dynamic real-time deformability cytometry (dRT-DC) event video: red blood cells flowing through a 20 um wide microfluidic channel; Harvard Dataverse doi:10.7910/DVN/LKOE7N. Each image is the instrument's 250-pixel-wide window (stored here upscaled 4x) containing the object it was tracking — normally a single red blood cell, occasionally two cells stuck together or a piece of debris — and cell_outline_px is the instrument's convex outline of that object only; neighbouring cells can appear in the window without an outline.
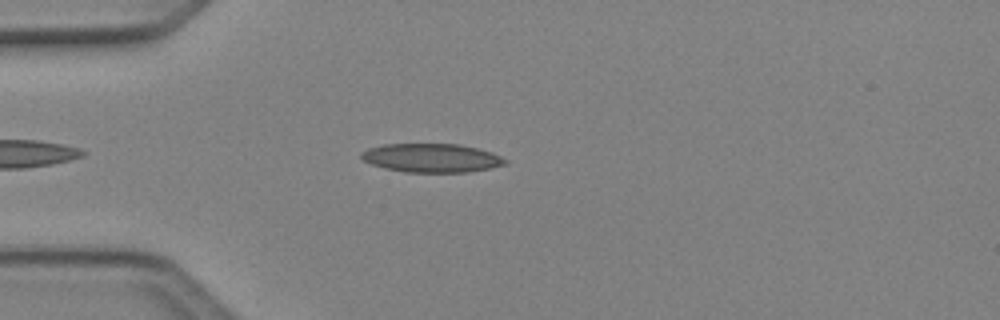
{"species": "Egyptian fruit bat (a non-hibernating species)", "species_latin": "Rousettus aegyptiacus", "temperature_condition": "cold", "stored_images_in_passage": 4, "camera_frame_rate_fps": 3000, "um_per_image_px": 0.085, "animal": {"sex": "female"}, "frame": {"image": 1, "passage_image": 4, "time_ms": 1.0, "image_size_px": [1000, 320], "cell_outline_px": [[508, 164], [468, 172], [404, 172], [384, 168], [372, 164], [364, 160], [360, 156], [360, 152], [368, 148], [384, 144], [460, 144], [492, 152], [508, 160]], "centroid_in_image_um": [36.68, 13.42], "position_along_channel_um": 48.3, "area_um2": 24.1}}